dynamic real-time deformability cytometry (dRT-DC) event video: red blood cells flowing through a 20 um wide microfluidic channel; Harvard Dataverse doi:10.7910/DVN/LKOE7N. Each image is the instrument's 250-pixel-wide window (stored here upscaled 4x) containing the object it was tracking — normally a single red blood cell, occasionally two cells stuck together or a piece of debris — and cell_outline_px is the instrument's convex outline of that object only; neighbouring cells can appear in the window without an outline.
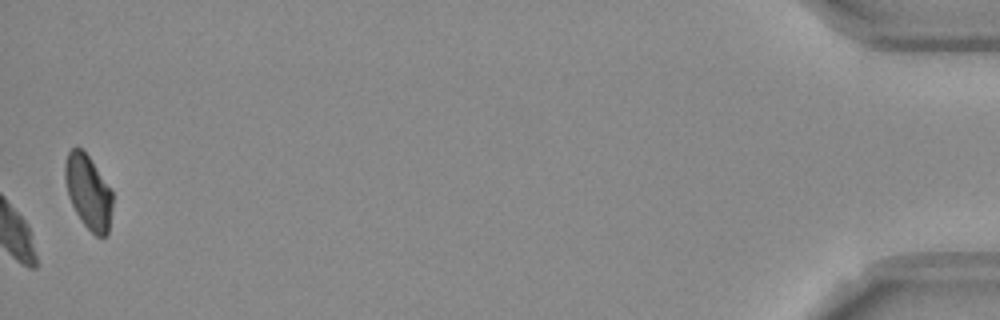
{"species": "Egyptian fruit bat (a non-hibernating species)", "species_latin": "Rousettus aegyptiacus", "temperature_condition": "room temperature", "stored_images_in_passage": 48, "camera_frame_rate_fps": 3000, "um_per_image_px": 0.085, "frame": {"image": 1, "passage_image": 48, "time_ms": 15.667, "image_size_px": [1000, 320], "cell_outline_px": [[112, 204], [108, 232], [104, 236], [96, 236], [84, 224], [76, 212], [68, 196], [64, 176], [64, 164], [68, 152], [76, 144], [88, 156], [112, 192]], "centroid_in_image_um": [7.47, 16.29], "position_along_channel_um": 427.7, "area_um2": 20.11}}